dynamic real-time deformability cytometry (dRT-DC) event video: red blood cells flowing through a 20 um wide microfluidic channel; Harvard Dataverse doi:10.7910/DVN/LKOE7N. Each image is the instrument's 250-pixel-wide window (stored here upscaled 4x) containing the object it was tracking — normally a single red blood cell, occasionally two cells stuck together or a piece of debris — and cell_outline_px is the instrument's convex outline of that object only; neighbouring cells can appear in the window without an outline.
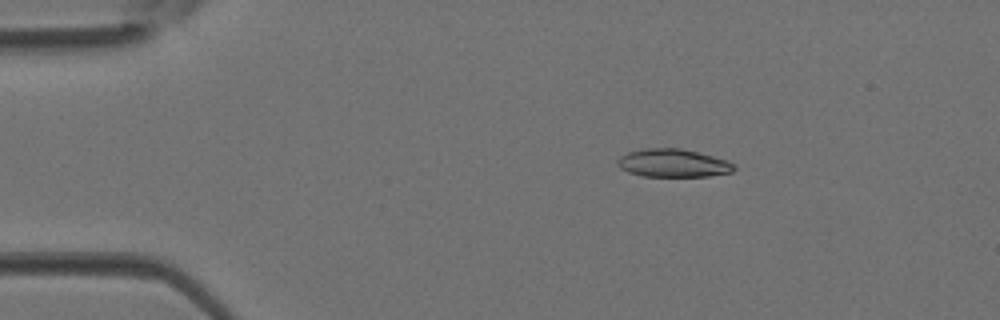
{"species": "Egyptian fruit bat (a non-hibernating species)", "species_latin": "Rousettus aegyptiacus", "temperature_condition": "room temperature", "stored_images_in_passage": 3, "camera_frame_rate_fps": 3000, "um_per_image_px": 0.085, "animal": {"sex": "female"}, "frame": {"image": 1, "passage_image": 2, "time_ms": 0.333, "image_size_px": [1000, 320], "cell_outline_px": [[736, 168], [732, 172], [708, 176], [640, 176], [628, 172], [620, 168], [616, 164], [616, 160], [620, 156], [628, 152], [644, 148], [680, 148], [728, 160], [736, 164]], "centroid_in_image_um": [57.2, 13.86], "position_along_channel_um": 27.8, "area_um2": 19.19}}